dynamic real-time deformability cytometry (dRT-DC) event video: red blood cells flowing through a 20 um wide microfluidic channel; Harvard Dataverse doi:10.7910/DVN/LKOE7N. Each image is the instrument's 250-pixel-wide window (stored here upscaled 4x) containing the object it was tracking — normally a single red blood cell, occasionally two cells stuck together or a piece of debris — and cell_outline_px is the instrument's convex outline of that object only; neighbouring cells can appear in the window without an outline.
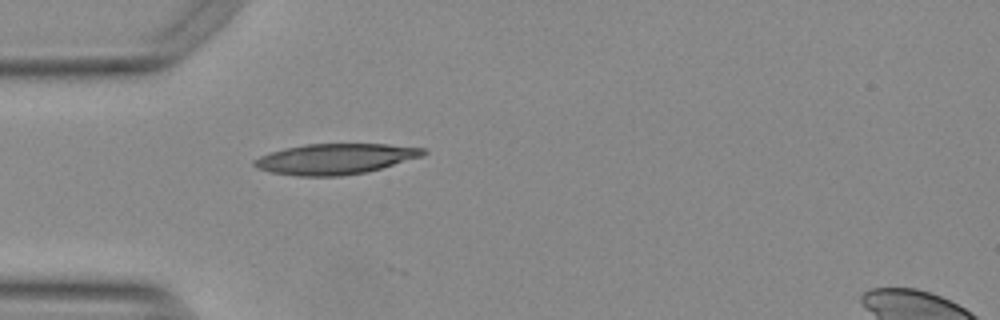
{"species": "Egyptian fruit bat (a non-hibernating species)", "species_latin": "Rousettus aegyptiacus", "temperature_condition": "warm", "stored_images_in_passage": 8, "camera_frame_rate_fps": 3000, "um_per_image_px": 0.085, "animal": {"sex": "female"}, "frame": {"image": 1, "passage_image": 1, "time_ms": 0.0, "image_size_px": [1000, 320], "cell_outline_px": [[428, 152], [424, 156], [368, 172], [340, 176], [300, 176], [272, 172], [260, 168], [252, 164], [252, 160], [268, 152], [284, 148], [304, 144], [388, 144], [424, 148]], "centroid_in_image_um": [28.52, 13.5], "position_along_channel_um": 56.5, "area_um2": 30.23}}
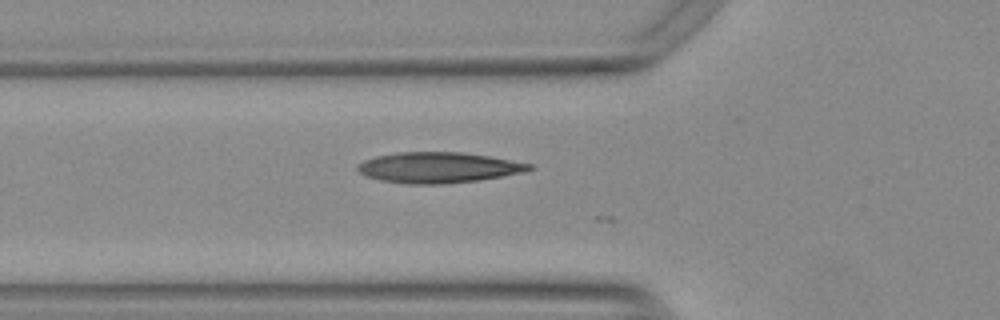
{"frame": {"image": 2, "passage_image": 4, "time_ms": 1.0, "image_size_px": [1000, 320], "cell_outline_px": [[536, 168], [524, 172], [480, 180], [444, 184], [408, 184], [380, 180], [368, 176], [360, 172], [356, 168], [356, 164], [364, 160], [376, 156], [396, 152], [460, 152], [488, 156], [532, 164]], "centroid_in_image_um": [37.26, 14.24], "position_along_channel_um": 88.5, "area_um2": 30.69}}
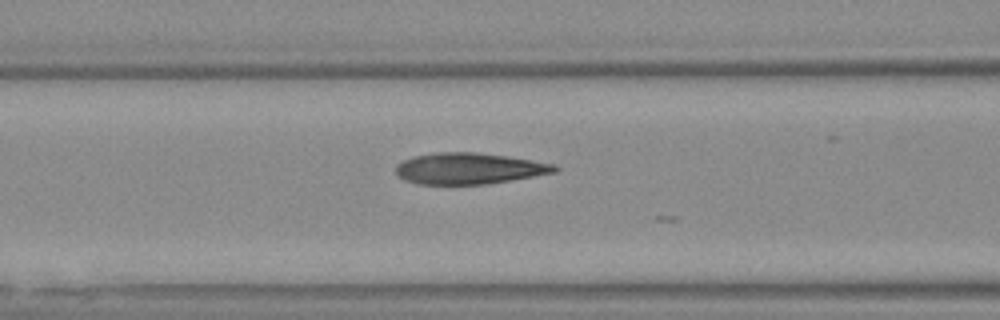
{"frame": {"image": 3, "passage_image": 7, "time_ms": 2.0, "image_size_px": [1000, 320], "cell_outline_px": [[560, 168], [556, 172], [512, 180], [484, 184], [420, 184], [404, 180], [396, 172], [396, 164], [412, 156], [436, 152], [476, 152], [508, 156], [556, 164]], "centroid_in_image_um": [39.88, 14.31], "position_along_channel_um": 126.7, "area_um2": 28.96}}